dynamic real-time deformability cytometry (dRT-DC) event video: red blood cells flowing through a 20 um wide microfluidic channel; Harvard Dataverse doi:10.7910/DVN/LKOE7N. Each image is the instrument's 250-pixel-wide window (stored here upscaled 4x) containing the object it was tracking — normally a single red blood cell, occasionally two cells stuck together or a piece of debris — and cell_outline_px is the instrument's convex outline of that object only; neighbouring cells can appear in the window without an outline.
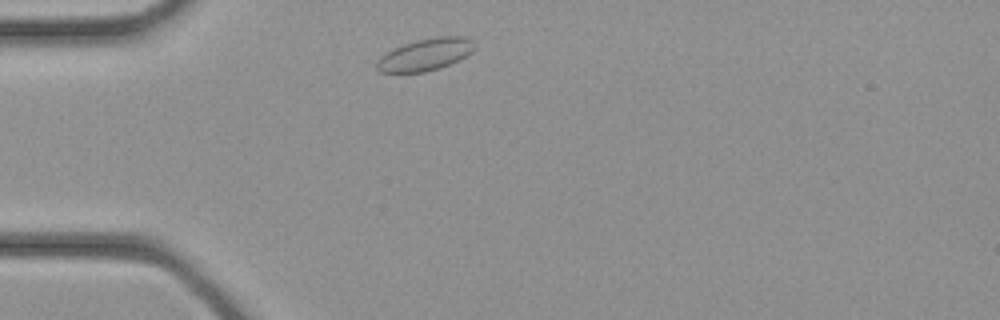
{"species": "common noctule bat (a hibernating species)", "species_latin": "Nyctalus noctula", "temperature_condition": "cold", "stored_images_in_passage": 27, "camera_frame_rate_fps": 3000, "um_per_image_px": 0.085, "animal": {"sex": "female", "body_mass_g": 21.9}, "frame": {"image": 1, "passage_image": 2, "time_ms": 0.333, "image_size_px": [1000, 320], "cell_outline_px": [[476, 48], [472, 52], [460, 60], [440, 68], [424, 72], [380, 72], [376, 68], [376, 60], [380, 56], [392, 48], [416, 40], [436, 36], [464, 36], [472, 40]], "centroid_in_image_um": [36.16, 4.63], "position_along_channel_um": 48.8, "area_um2": 18.5}}
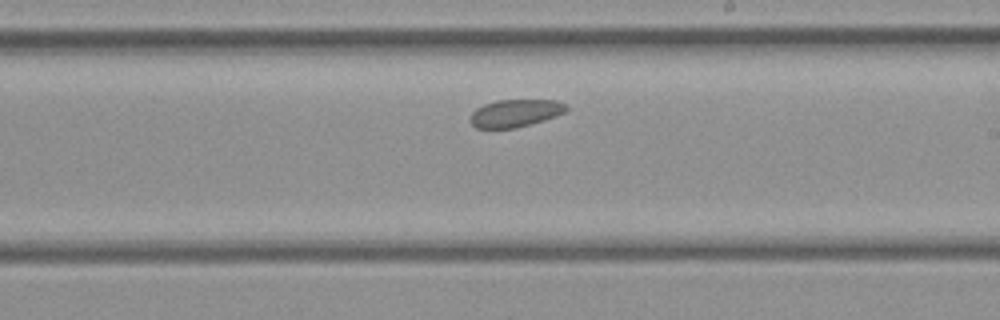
{"frame": {"image": 2, "passage_image": 13, "time_ms": 4.0, "image_size_px": [1000, 320], "cell_outline_px": [[568, 108], [564, 112], [556, 116], [532, 124], [516, 128], [476, 128], [468, 120], [472, 112], [476, 108], [484, 104], [496, 100], [556, 100], [568, 104]], "centroid_in_image_um": [43.79, 9.62], "position_along_channel_um": 245.2, "area_um2": 15.61}}
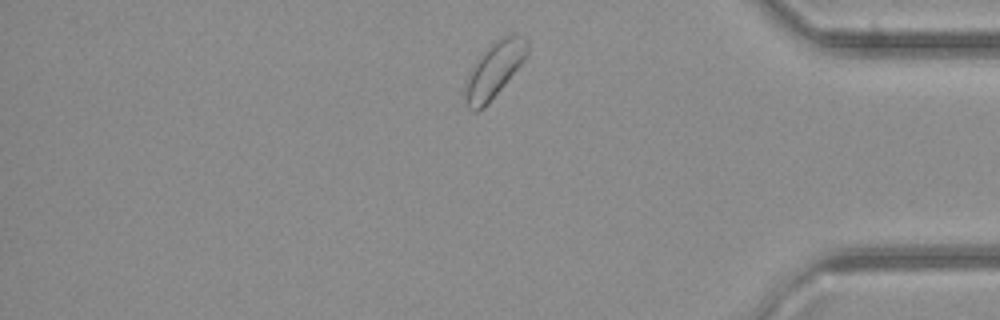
{"frame": {"image": 3, "passage_image": 22, "time_ms": 7.0, "image_size_px": [1000, 320], "cell_outline_px": [[528, 56], [488, 104], [484, 108], [476, 112], [472, 112], [468, 108], [464, 92], [468, 72], [472, 64], [484, 48], [488, 44], [512, 32], [516, 32], [524, 36], [528, 40]], "centroid_in_image_um": [42.01, 5.89], "position_along_channel_um": 393.2, "area_um2": 20.75}}